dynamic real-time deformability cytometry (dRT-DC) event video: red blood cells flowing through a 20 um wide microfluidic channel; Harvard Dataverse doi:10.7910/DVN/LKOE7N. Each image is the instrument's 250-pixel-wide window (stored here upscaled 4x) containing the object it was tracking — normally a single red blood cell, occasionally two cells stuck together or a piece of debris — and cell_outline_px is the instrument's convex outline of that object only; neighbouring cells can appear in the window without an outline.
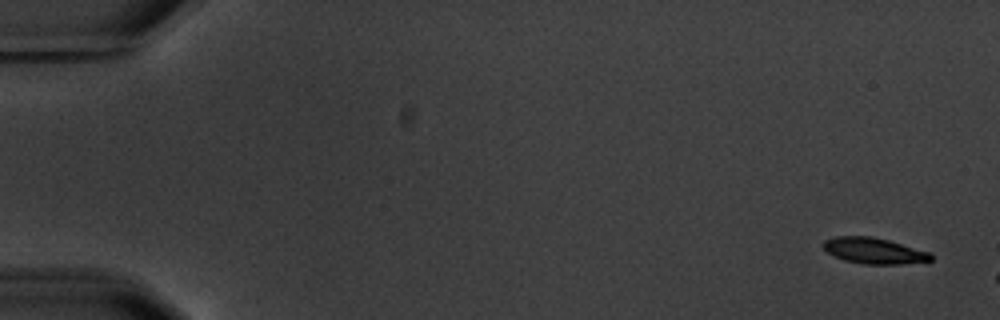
{"species": "common noctule bat (a hibernating species)", "species_latin": "Nyctalus noctula", "temperature_condition": "warm", "stored_images_in_passage": 5, "camera_frame_rate_fps": 3000, "um_per_image_px": 0.085, "animal": {"sex": "male", "body_mass_g": 20.1, "forearm_length_mm": 53.5}, "frame": {"image": 1, "passage_image": 1, "time_ms": 0.0, "image_size_px": [1000, 320], "cell_outline_px": [[932, 260], [900, 264], [864, 264], [844, 260], [828, 252], [824, 248], [824, 240], [836, 236], [872, 236], [888, 240], [932, 252]], "centroid_in_image_um": [74.32, 21.31], "position_along_channel_um": 10.7, "area_um2": 16.18}}